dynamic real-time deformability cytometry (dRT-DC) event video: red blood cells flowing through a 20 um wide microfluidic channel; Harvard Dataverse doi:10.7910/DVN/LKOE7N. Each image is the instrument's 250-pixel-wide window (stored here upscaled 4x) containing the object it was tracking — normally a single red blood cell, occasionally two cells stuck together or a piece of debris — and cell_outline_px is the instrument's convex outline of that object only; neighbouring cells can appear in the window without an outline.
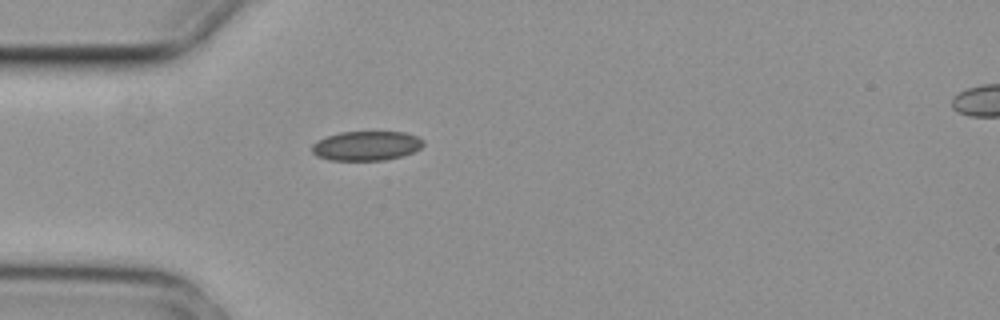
{"species": "common noctule bat (a hibernating species)", "species_latin": "Nyctalus noctula", "temperature_condition": "cold", "stored_images_in_passage": 1, "camera_frame_rate_fps": 3000, "um_per_image_px": 0.085, "animal": {"sex": "female", "body_mass_g": 29.2, "forearm_length_mm": 56.3}, "frame": {"image": 1, "passage_image": 1, "time_ms": 0.0, "image_size_px": [1000, 320], "cell_outline_px": [[424, 144], [420, 148], [412, 152], [400, 156], [384, 160], [328, 160], [316, 156], [312, 152], [312, 144], [328, 136], [340, 132], [404, 132], [416, 136], [424, 140]], "centroid_in_image_um": [31.14, 12.39], "position_along_channel_um": 53.9, "area_um2": 18.96}}